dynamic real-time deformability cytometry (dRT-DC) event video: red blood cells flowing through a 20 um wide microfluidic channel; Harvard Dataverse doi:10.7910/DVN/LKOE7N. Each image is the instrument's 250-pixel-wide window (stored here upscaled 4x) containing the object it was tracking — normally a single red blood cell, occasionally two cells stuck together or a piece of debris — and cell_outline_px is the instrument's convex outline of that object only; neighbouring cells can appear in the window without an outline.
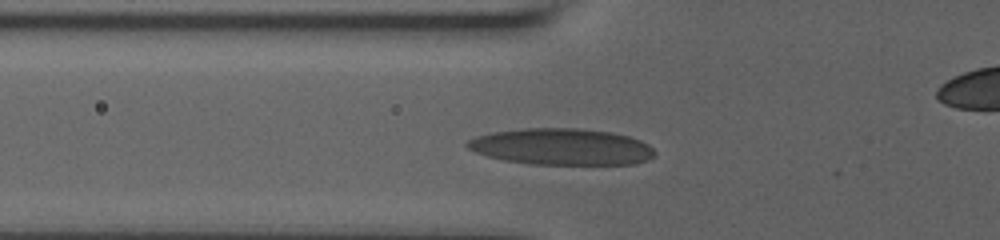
{"species": "human", "species_latin": "Homo sapiens", "temperature_condition": "room temperature", "stored_images_in_passage": 6, "camera_frame_rate_fps": 3000, "um_per_image_px": 0.085, "donor": {"sex": "male"}, "frame": {"image": 1, "passage_image": 4, "time_ms": 2.667, "image_size_px": [1000, 240], "cell_outline_px": [[656, 152], [648, 160], [636, 164], [532, 164], [504, 160], [488, 156], [476, 152], [468, 148], [464, 144], [468, 140], [476, 136], [492, 132], [524, 128], [576, 128], [612, 132], [628, 136], [640, 140], [648, 144]], "centroid_in_image_um": [47.73, 12.47], "position_along_channel_um": 78.1, "area_um2": 39.82}}
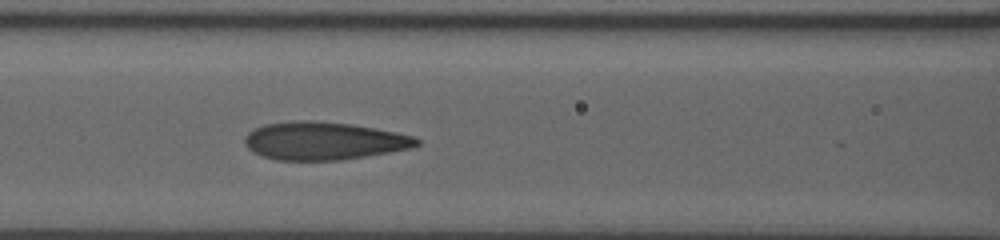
{"frame": {"image": 2, "passage_image": 6, "time_ms": 4.333, "image_size_px": [1000, 240], "cell_outline_px": [[420, 144], [412, 148], [340, 160], [276, 160], [252, 152], [244, 144], [244, 136], [248, 132], [264, 124], [292, 120], [316, 120], [352, 124], [396, 132], [416, 136], [420, 140]], "centroid_in_image_um": [27.51, 11.96], "position_along_channel_um": 139.1, "area_um2": 38.21}}